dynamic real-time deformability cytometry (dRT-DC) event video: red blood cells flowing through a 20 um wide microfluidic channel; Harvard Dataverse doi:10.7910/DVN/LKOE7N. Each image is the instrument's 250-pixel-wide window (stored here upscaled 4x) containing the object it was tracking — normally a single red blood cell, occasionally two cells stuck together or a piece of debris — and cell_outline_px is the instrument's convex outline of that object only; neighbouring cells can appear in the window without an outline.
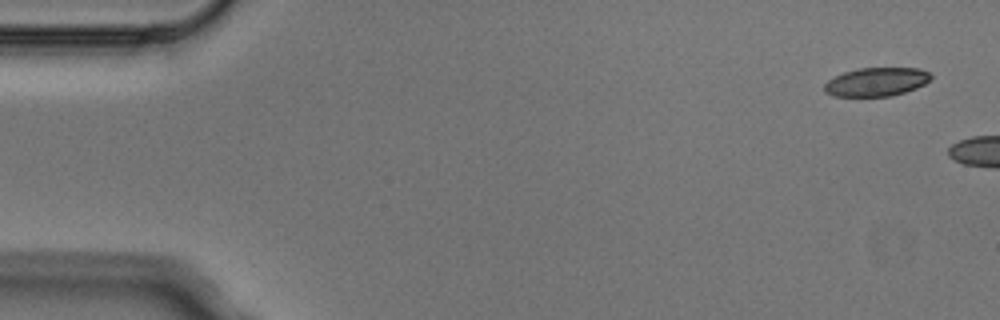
{"species": "Egyptian fruit bat (a non-hibernating species)", "species_latin": "Rousettus aegyptiacus", "temperature_condition": "cold", "stored_images_in_passage": 2, "camera_frame_rate_fps": 3000, "um_per_image_px": 0.085, "animal": {"sex": "male"}, "frame": {"image": 1, "passage_image": 1, "time_ms": 0.0, "image_size_px": [1000, 320], "cell_outline_px": [[932, 76], [924, 84], [916, 88], [892, 96], [832, 96], [824, 92], [824, 84], [828, 80], [844, 72], [860, 68], [920, 68], [928, 72]], "centroid_in_image_um": [74.47, 6.96], "position_along_channel_um": 10.5, "area_um2": 17.69}}